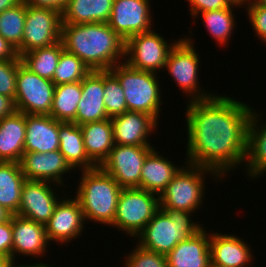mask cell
Here are the masks:
<instances>
[{"mask_svg":"<svg viewBox=\"0 0 266 267\" xmlns=\"http://www.w3.org/2000/svg\"><path fill=\"white\" fill-rule=\"evenodd\" d=\"M149 0H113L108 25L123 39L145 33L153 24Z\"/></svg>","mask_w":266,"mask_h":267,"instance_id":"obj_13","label":"cell"},{"mask_svg":"<svg viewBox=\"0 0 266 267\" xmlns=\"http://www.w3.org/2000/svg\"><path fill=\"white\" fill-rule=\"evenodd\" d=\"M21 0H0V13L6 9L14 7Z\"/></svg>","mask_w":266,"mask_h":267,"instance_id":"obj_44","label":"cell"},{"mask_svg":"<svg viewBox=\"0 0 266 267\" xmlns=\"http://www.w3.org/2000/svg\"><path fill=\"white\" fill-rule=\"evenodd\" d=\"M16 263H18L17 261L15 262V260H11L10 263L8 264L7 267H52V266H49L47 264H44V263H35V264H31V265H28V263L25 265V264H21V265H16Z\"/></svg>","mask_w":266,"mask_h":267,"instance_id":"obj_45","label":"cell"},{"mask_svg":"<svg viewBox=\"0 0 266 267\" xmlns=\"http://www.w3.org/2000/svg\"><path fill=\"white\" fill-rule=\"evenodd\" d=\"M59 121L50 115L26 114L24 153L59 150Z\"/></svg>","mask_w":266,"mask_h":267,"instance_id":"obj_22","label":"cell"},{"mask_svg":"<svg viewBox=\"0 0 266 267\" xmlns=\"http://www.w3.org/2000/svg\"><path fill=\"white\" fill-rule=\"evenodd\" d=\"M104 104L110 118L128 111L121 84L110 70H104Z\"/></svg>","mask_w":266,"mask_h":267,"instance_id":"obj_35","label":"cell"},{"mask_svg":"<svg viewBox=\"0 0 266 267\" xmlns=\"http://www.w3.org/2000/svg\"><path fill=\"white\" fill-rule=\"evenodd\" d=\"M55 186L58 189L60 185L48 181L26 180L22 186L21 202L16 215L45 225L60 200L56 197L57 192H54Z\"/></svg>","mask_w":266,"mask_h":267,"instance_id":"obj_14","label":"cell"},{"mask_svg":"<svg viewBox=\"0 0 266 267\" xmlns=\"http://www.w3.org/2000/svg\"><path fill=\"white\" fill-rule=\"evenodd\" d=\"M179 40L168 44L153 30L131 36L125 41V57L128 56L125 63L136 70L158 73L165 67L169 52Z\"/></svg>","mask_w":266,"mask_h":267,"instance_id":"obj_10","label":"cell"},{"mask_svg":"<svg viewBox=\"0 0 266 267\" xmlns=\"http://www.w3.org/2000/svg\"><path fill=\"white\" fill-rule=\"evenodd\" d=\"M18 57L15 60H0V94L13 101L16 94Z\"/></svg>","mask_w":266,"mask_h":267,"instance_id":"obj_37","label":"cell"},{"mask_svg":"<svg viewBox=\"0 0 266 267\" xmlns=\"http://www.w3.org/2000/svg\"><path fill=\"white\" fill-rule=\"evenodd\" d=\"M81 85L82 97L73 123L80 126L88 122L109 119L104 104V70L91 71L81 81Z\"/></svg>","mask_w":266,"mask_h":267,"instance_id":"obj_18","label":"cell"},{"mask_svg":"<svg viewBox=\"0 0 266 267\" xmlns=\"http://www.w3.org/2000/svg\"><path fill=\"white\" fill-rule=\"evenodd\" d=\"M81 97V81L56 85L50 116L57 121L73 122Z\"/></svg>","mask_w":266,"mask_h":267,"instance_id":"obj_30","label":"cell"},{"mask_svg":"<svg viewBox=\"0 0 266 267\" xmlns=\"http://www.w3.org/2000/svg\"><path fill=\"white\" fill-rule=\"evenodd\" d=\"M10 261L9 258L0 255V267H7Z\"/></svg>","mask_w":266,"mask_h":267,"instance_id":"obj_47","label":"cell"},{"mask_svg":"<svg viewBox=\"0 0 266 267\" xmlns=\"http://www.w3.org/2000/svg\"><path fill=\"white\" fill-rule=\"evenodd\" d=\"M54 91L55 84L52 80L32 72L18 56L14 99L16 111L24 114L50 115Z\"/></svg>","mask_w":266,"mask_h":267,"instance_id":"obj_9","label":"cell"},{"mask_svg":"<svg viewBox=\"0 0 266 267\" xmlns=\"http://www.w3.org/2000/svg\"><path fill=\"white\" fill-rule=\"evenodd\" d=\"M59 141V151L73 170L79 168L83 171L97 167L86 154L83 133L79 125L59 121Z\"/></svg>","mask_w":266,"mask_h":267,"instance_id":"obj_27","label":"cell"},{"mask_svg":"<svg viewBox=\"0 0 266 267\" xmlns=\"http://www.w3.org/2000/svg\"><path fill=\"white\" fill-rule=\"evenodd\" d=\"M19 164L26 180L55 182L63 187V175L73 170L59 150L23 153Z\"/></svg>","mask_w":266,"mask_h":267,"instance_id":"obj_16","label":"cell"},{"mask_svg":"<svg viewBox=\"0 0 266 267\" xmlns=\"http://www.w3.org/2000/svg\"><path fill=\"white\" fill-rule=\"evenodd\" d=\"M110 71L117 77L125 94L128 111L142 112L159 122L161 114V88L157 73L136 70L125 62L116 64Z\"/></svg>","mask_w":266,"mask_h":267,"instance_id":"obj_5","label":"cell"},{"mask_svg":"<svg viewBox=\"0 0 266 267\" xmlns=\"http://www.w3.org/2000/svg\"><path fill=\"white\" fill-rule=\"evenodd\" d=\"M12 216L0 223V255L12 260Z\"/></svg>","mask_w":266,"mask_h":267,"instance_id":"obj_40","label":"cell"},{"mask_svg":"<svg viewBox=\"0 0 266 267\" xmlns=\"http://www.w3.org/2000/svg\"><path fill=\"white\" fill-rule=\"evenodd\" d=\"M192 212L159 209L138 235L142 248L167 255L179 242L192 237L203 228L192 220Z\"/></svg>","mask_w":266,"mask_h":267,"instance_id":"obj_4","label":"cell"},{"mask_svg":"<svg viewBox=\"0 0 266 267\" xmlns=\"http://www.w3.org/2000/svg\"><path fill=\"white\" fill-rule=\"evenodd\" d=\"M240 7L242 5L232 3L229 7L220 10L206 11L195 15V19L198 16L202 17L203 23L207 28V32L211 35L212 39L220 45H227L233 30L236 25L235 15L233 14V8ZM233 7V8H232Z\"/></svg>","mask_w":266,"mask_h":267,"instance_id":"obj_32","label":"cell"},{"mask_svg":"<svg viewBox=\"0 0 266 267\" xmlns=\"http://www.w3.org/2000/svg\"><path fill=\"white\" fill-rule=\"evenodd\" d=\"M211 267H252L253 253L240 237L210 233Z\"/></svg>","mask_w":266,"mask_h":267,"instance_id":"obj_20","label":"cell"},{"mask_svg":"<svg viewBox=\"0 0 266 267\" xmlns=\"http://www.w3.org/2000/svg\"><path fill=\"white\" fill-rule=\"evenodd\" d=\"M124 259L123 267H168L165 255L144 249L138 244Z\"/></svg>","mask_w":266,"mask_h":267,"instance_id":"obj_36","label":"cell"},{"mask_svg":"<svg viewBox=\"0 0 266 267\" xmlns=\"http://www.w3.org/2000/svg\"><path fill=\"white\" fill-rule=\"evenodd\" d=\"M233 3L245 5L249 0H231Z\"/></svg>","mask_w":266,"mask_h":267,"instance_id":"obj_49","label":"cell"},{"mask_svg":"<svg viewBox=\"0 0 266 267\" xmlns=\"http://www.w3.org/2000/svg\"><path fill=\"white\" fill-rule=\"evenodd\" d=\"M76 196L84 220L111 227L122 187L101 167L80 171Z\"/></svg>","mask_w":266,"mask_h":267,"instance_id":"obj_3","label":"cell"},{"mask_svg":"<svg viewBox=\"0 0 266 267\" xmlns=\"http://www.w3.org/2000/svg\"><path fill=\"white\" fill-rule=\"evenodd\" d=\"M258 6L266 8V0H253Z\"/></svg>","mask_w":266,"mask_h":267,"instance_id":"obj_48","label":"cell"},{"mask_svg":"<svg viewBox=\"0 0 266 267\" xmlns=\"http://www.w3.org/2000/svg\"><path fill=\"white\" fill-rule=\"evenodd\" d=\"M255 112L253 108L248 124L247 152L244 162L246 172L254 179L260 178L259 176L266 172V123H261V114Z\"/></svg>","mask_w":266,"mask_h":267,"instance_id":"obj_25","label":"cell"},{"mask_svg":"<svg viewBox=\"0 0 266 267\" xmlns=\"http://www.w3.org/2000/svg\"><path fill=\"white\" fill-rule=\"evenodd\" d=\"M63 50L64 46L60 40L51 46L31 50L20 58L22 63L32 72L47 80H53Z\"/></svg>","mask_w":266,"mask_h":267,"instance_id":"obj_31","label":"cell"},{"mask_svg":"<svg viewBox=\"0 0 266 267\" xmlns=\"http://www.w3.org/2000/svg\"><path fill=\"white\" fill-rule=\"evenodd\" d=\"M247 15L256 36L266 44V8L258 6L253 0L246 3Z\"/></svg>","mask_w":266,"mask_h":267,"instance_id":"obj_38","label":"cell"},{"mask_svg":"<svg viewBox=\"0 0 266 267\" xmlns=\"http://www.w3.org/2000/svg\"><path fill=\"white\" fill-rule=\"evenodd\" d=\"M28 6L54 9L62 12L68 0H21Z\"/></svg>","mask_w":266,"mask_h":267,"instance_id":"obj_41","label":"cell"},{"mask_svg":"<svg viewBox=\"0 0 266 267\" xmlns=\"http://www.w3.org/2000/svg\"><path fill=\"white\" fill-rule=\"evenodd\" d=\"M165 191L159 196L160 209H177L185 212L197 211L204 201L207 174L220 179L212 170L185 163ZM205 173V174H204ZM206 175V177H204ZM203 199V200H202Z\"/></svg>","mask_w":266,"mask_h":267,"instance_id":"obj_6","label":"cell"},{"mask_svg":"<svg viewBox=\"0 0 266 267\" xmlns=\"http://www.w3.org/2000/svg\"><path fill=\"white\" fill-rule=\"evenodd\" d=\"M82 208L76 198L67 196L60 199L52 216L45 224L46 235L50 242H59L61 245L80 237L85 226Z\"/></svg>","mask_w":266,"mask_h":267,"instance_id":"obj_15","label":"cell"},{"mask_svg":"<svg viewBox=\"0 0 266 267\" xmlns=\"http://www.w3.org/2000/svg\"><path fill=\"white\" fill-rule=\"evenodd\" d=\"M205 228L179 242L166 255L168 267H211L210 234Z\"/></svg>","mask_w":266,"mask_h":267,"instance_id":"obj_21","label":"cell"},{"mask_svg":"<svg viewBox=\"0 0 266 267\" xmlns=\"http://www.w3.org/2000/svg\"><path fill=\"white\" fill-rule=\"evenodd\" d=\"M25 136L26 114L15 111L0 120V162H20Z\"/></svg>","mask_w":266,"mask_h":267,"instance_id":"obj_23","label":"cell"},{"mask_svg":"<svg viewBox=\"0 0 266 267\" xmlns=\"http://www.w3.org/2000/svg\"><path fill=\"white\" fill-rule=\"evenodd\" d=\"M154 146L115 144L101 168L122 188L141 189V171L147 155Z\"/></svg>","mask_w":266,"mask_h":267,"instance_id":"obj_12","label":"cell"},{"mask_svg":"<svg viewBox=\"0 0 266 267\" xmlns=\"http://www.w3.org/2000/svg\"><path fill=\"white\" fill-rule=\"evenodd\" d=\"M17 57L16 49L0 35V60H15Z\"/></svg>","mask_w":266,"mask_h":267,"instance_id":"obj_42","label":"cell"},{"mask_svg":"<svg viewBox=\"0 0 266 267\" xmlns=\"http://www.w3.org/2000/svg\"><path fill=\"white\" fill-rule=\"evenodd\" d=\"M83 133L84 148L88 158L97 166L108 158L114 147L111 119L88 122L80 125Z\"/></svg>","mask_w":266,"mask_h":267,"instance_id":"obj_26","label":"cell"},{"mask_svg":"<svg viewBox=\"0 0 266 267\" xmlns=\"http://www.w3.org/2000/svg\"><path fill=\"white\" fill-rule=\"evenodd\" d=\"M12 231V260H15V256L21 254L22 256H34L36 258L43 257V254L47 251V246L50 245L45 225L33 220L12 215Z\"/></svg>","mask_w":266,"mask_h":267,"instance_id":"obj_19","label":"cell"},{"mask_svg":"<svg viewBox=\"0 0 266 267\" xmlns=\"http://www.w3.org/2000/svg\"><path fill=\"white\" fill-rule=\"evenodd\" d=\"M110 119L114 144L152 146L148 141V135L158 128V122L152 116L142 112L126 111Z\"/></svg>","mask_w":266,"mask_h":267,"instance_id":"obj_17","label":"cell"},{"mask_svg":"<svg viewBox=\"0 0 266 267\" xmlns=\"http://www.w3.org/2000/svg\"><path fill=\"white\" fill-rule=\"evenodd\" d=\"M15 111L14 101L10 97L0 94V120L12 115Z\"/></svg>","mask_w":266,"mask_h":267,"instance_id":"obj_43","label":"cell"},{"mask_svg":"<svg viewBox=\"0 0 266 267\" xmlns=\"http://www.w3.org/2000/svg\"><path fill=\"white\" fill-rule=\"evenodd\" d=\"M113 0H68L62 11V24L107 23Z\"/></svg>","mask_w":266,"mask_h":267,"instance_id":"obj_28","label":"cell"},{"mask_svg":"<svg viewBox=\"0 0 266 267\" xmlns=\"http://www.w3.org/2000/svg\"><path fill=\"white\" fill-rule=\"evenodd\" d=\"M25 18L26 4L23 1L0 13V35L16 49L19 57H21Z\"/></svg>","mask_w":266,"mask_h":267,"instance_id":"obj_33","label":"cell"},{"mask_svg":"<svg viewBox=\"0 0 266 267\" xmlns=\"http://www.w3.org/2000/svg\"><path fill=\"white\" fill-rule=\"evenodd\" d=\"M11 216L12 214L0 205V223L8 221L11 218Z\"/></svg>","mask_w":266,"mask_h":267,"instance_id":"obj_46","label":"cell"},{"mask_svg":"<svg viewBox=\"0 0 266 267\" xmlns=\"http://www.w3.org/2000/svg\"><path fill=\"white\" fill-rule=\"evenodd\" d=\"M188 103L186 163L210 169L220 178L244 165L253 108L219 94Z\"/></svg>","mask_w":266,"mask_h":267,"instance_id":"obj_1","label":"cell"},{"mask_svg":"<svg viewBox=\"0 0 266 267\" xmlns=\"http://www.w3.org/2000/svg\"><path fill=\"white\" fill-rule=\"evenodd\" d=\"M159 209L158 195L140 188H123L112 226L137 237Z\"/></svg>","mask_w":266,"mask_h":267,"instance_id":"obj_7","label":"cell"},{"mask_svg":"<svg viewBox=\"0 0 266 267\" xmlns=\"http://www.w3.org/2000/svg\"><path fill=\"white\" fill-rule=\"evenodd\" d=\"M187 2H189L192 17L198 13L227 8L233 3L231 0H187Z\"/></svg>","mask_w":266,"mask_h":267,"instance_id":"obj_39","label":"cell"},{"mask_svg":"<svg viewBox=\"0 0 266 267\" xmlns=\"http://www.w3.org/2000/svg\"><path fill=\"white\" fill-rule=\"evenodd\" d=\"M91 69L76 55L62 51L55 73L53 82L56 85L82 81Z\"/></svg>","mask_w":266,"mask_h":267,"instance_id":"obj_34","label":"cell"},{"mask_svg":"<svg viewBox=\"0 0 266 267\" xmlns=\"http://www.w3.org/2000/svg\"><path fill=\"white\" fill-rule=\"evenodd\" d=\"M181 166L174 165L154 148L146 157L141 171V189L160 196L179 172Z\"/></svg>","mask_w":266,"mask_h":267,"instance_id":"obj_24","label":"cell"},{"mask_svg":"<svg viewBox=\"0 0 266 267\" xmlns=\"http://www.w3.org/2000/svg\"><path fill=\"white\" fill-rule=\"evenodd\" d=\"M62 12L26 5L21 56L31 50L51 46L61 40Z\"/></svg>","mask_w":266,"mask_h":267,"instance_id":"obj_11","label":"cell"},{"mask_svg":"<svg viewBox=\"0 0 266 267\" xmlns=\"http://www.w3.org/2000/svg\"><path fill=\"white\" fill-rule=\"evenodd\" d=\"M25 181L19 163L0 162V205L12 215H16L19 210Z\"/></svg>","mask_w":266,"mask_h":267,"instance_id":"obj_29","label":"cell"},{"mask_svg":"<svg viewBox=\"0 0 266 267\" xmlns=\"http://www.w3.org/2000/svg\"><path fill=\"white\" fill-rule=\"evenodd\" d=\"M180 39L175 46L169 52L165 71L167 70L169 75L177 83L178 87L191 96L188 100L196 101L203 100L213 96L212 93L206 92L204 89H199V55L194 48V42L190 37ZM191 94V95H190Z\"/></svg>","mask_w":266,"mask_h":267,"instance_id":"obj_8","label":"cell"},{"mask_svg":"<svg viewBox=\"0 0 266 267\" xmlns=\"http://www.w3.org/2000/svg\"><path fill=\"white\" fill-rule=\"evenodd\" d=\"M61 42L91 71L110 70L125 58V40L108 23L62 24Z\"/></svg>","mask_w":266,"mask_h":267,"instance_id":"obj_2","label":"cell"}]
</instances>
